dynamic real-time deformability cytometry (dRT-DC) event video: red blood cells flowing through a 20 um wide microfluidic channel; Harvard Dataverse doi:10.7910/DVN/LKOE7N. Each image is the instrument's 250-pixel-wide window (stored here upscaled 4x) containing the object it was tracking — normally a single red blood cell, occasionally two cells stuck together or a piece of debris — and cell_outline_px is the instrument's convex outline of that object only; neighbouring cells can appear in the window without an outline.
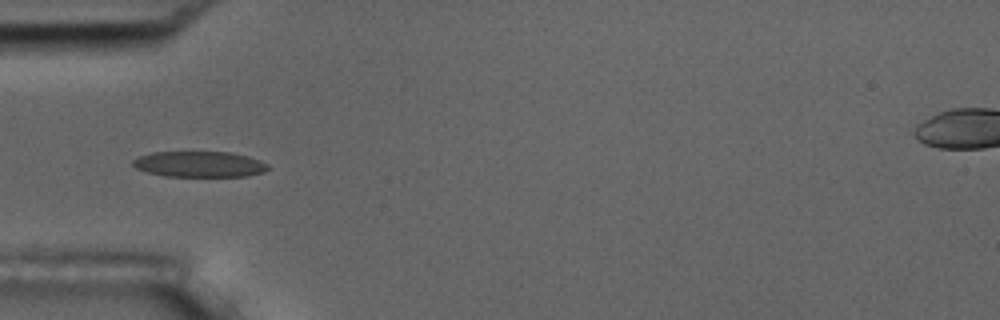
{"species": "common noctule bat (a hibernating species)", "species_latin": "Nyctalus noctula", "temperature_condition": "room temperature", "stored_images_in_passage": 8, "camera_frame_rate_fps": 3000, "um_per_image_px": 0.085, "animal": {"sex": "male", "body_mass_g": 17.5, "forearm_length_mm": 52.3}, "frame": {"image": 1, "passage_image": 4, "time_ms": 4.0, "image_size_px": [1000, 320], "cell_outline_px": [[268, 168], [264, 172], [248, 176], [164, 176], [148, 172], [136, 168], [132, 164], [132, 160], [140, 156], [152, 152], [228, 152], [248, 156], [260, 160], [268, 164]], "centroid_in_image_um": [16.96, 13.95], "position_along_channel_um": 68.0, "area_um2": 20.23}}
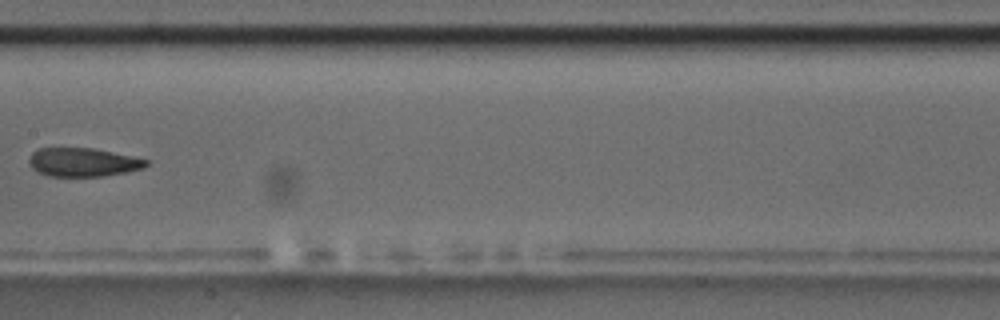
{"frame": {"image": 2, "passage_image": 7, "time_ms": 7.667, "image_size_px": [1000, 320], "cell_outline_px": [[148, 164], [144, 168], [128, 172], [100, 176], [48, 176], [32, 168], [28, 160], [32, 152], [40, 148], [92, 148], [112, 152], [148, 160]], "centroid_in_image_um": [7.05, 13.79], "position_along_channel_um": 200.4, "area_um2": 19.36}}
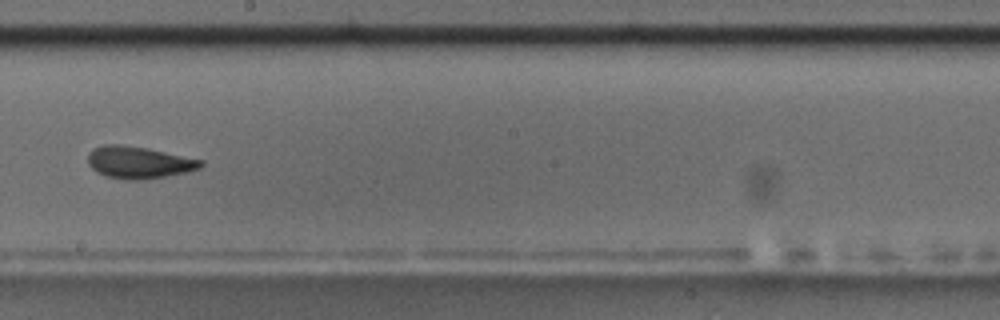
{"frame": {"image": 3, "passage_image": 8, "time_ms": 8.667, "image_size_px": [1000, 320], "cell_outline_px": [[204, 164], [200, 168], [188, 172], [140, 180], [128, 180], [108, 176], [96, 172], [88, 164], [88, 152], [92, 148], [104, 144], [120, 144], [148, 148], [204, 160]], "centroid_in_image_um": [11.8, 13.79], "position_along_channel_um": 236.4, "area_um2": 21.21}}